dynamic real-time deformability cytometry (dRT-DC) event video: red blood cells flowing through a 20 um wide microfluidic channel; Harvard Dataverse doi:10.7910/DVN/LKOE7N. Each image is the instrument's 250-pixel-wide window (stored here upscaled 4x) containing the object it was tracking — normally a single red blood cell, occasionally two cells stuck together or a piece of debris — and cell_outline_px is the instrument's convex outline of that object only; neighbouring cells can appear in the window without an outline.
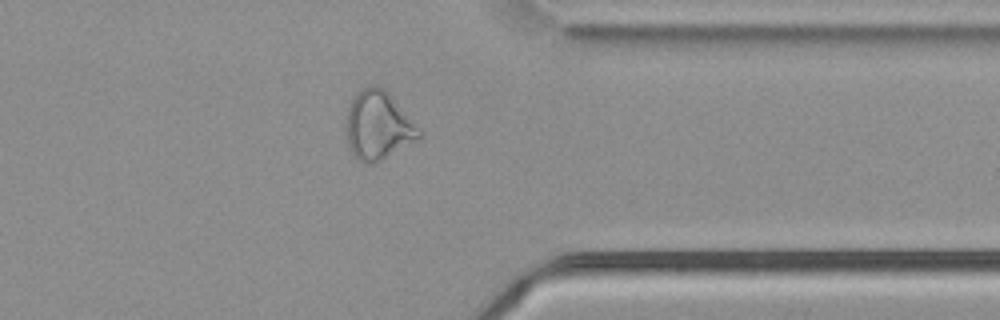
{"species": "common noctule bat (a hibernating species)", "species_latin": "Nyctalus noctula", "temperature_condition": "cold", "stored_images_in_passage": 39, "camera_frame_rate_fps": 3000, "um_per_image_px": 0.085, "animal": {"sex": "male", "body_mass_g": 21.5, "forearm_length_mm": 52.0}, "frame": {"image": 1, "passage_image": 28, "time_ms": 9.0, "image_size_px": [1000, 320], "cell_outline_px": [[424, 132], [420, 136], [372, 164], [364, 164], [348, 152], [344, 132], [344, 124], [348, 108], [356, 92], [360, 88], [368, 84], [376, 84], [384, 88], [388, 92]], "centroid_in_image_um": [32.05, 10.63], "position_along_channel_um": 379.3, "area_um2": 29.48}, "authors_computed_cell_mechanics": {"area_um2": 27.2238, "velocity_mm_per_s": 3.7345, "shape_relaxation_time_tau1_ms": null, "shape_relaxation_time_tau2_ms": 2.9096, "deformation_change_tau1": null, "deformation_change_tau2": 0.1255}}